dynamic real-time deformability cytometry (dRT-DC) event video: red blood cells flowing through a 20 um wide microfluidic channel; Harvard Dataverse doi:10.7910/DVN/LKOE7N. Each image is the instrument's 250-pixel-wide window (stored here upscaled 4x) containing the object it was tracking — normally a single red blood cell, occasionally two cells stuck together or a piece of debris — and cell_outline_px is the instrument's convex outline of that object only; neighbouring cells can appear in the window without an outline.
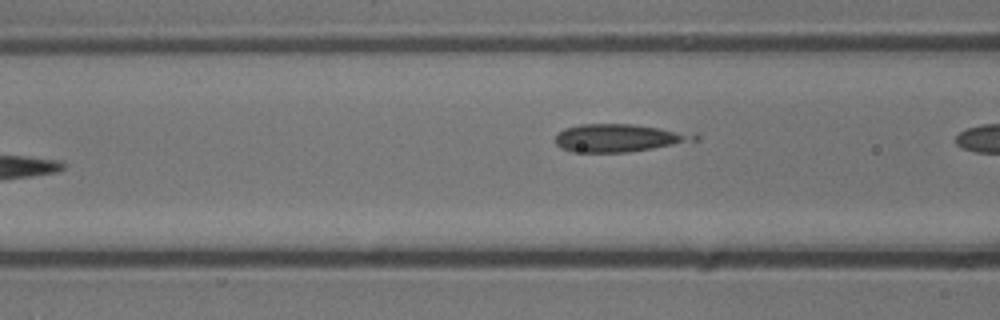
{"species": "common noctule bat (a hibernating species)", "species_latin": "Nyctalus noctula", "temperature_condition": "cold", "stored_images_in_passage": 5, "camera_frame_rate_fps": 3000, "um_per_image_px": 0.085, "animal": {"sex": "male", "body_mass_g": 13.3}, "frame": {"image": 1, "passage_image": 4, "time_ms": 1.0, "image_size_px": [1000, 320], "cell_outline_px": [[700, 140], [652, 148], [624, 152], [572, 152], [560, 148], [556, 144], [556, 136], [564, 128], [580, 124], [632, 124], [696, 132], [700, 136]], "centroid_in_image_um": [52.68, 11.71], "position_along_channel_um": 113.9, "area_um2": 22.77}}